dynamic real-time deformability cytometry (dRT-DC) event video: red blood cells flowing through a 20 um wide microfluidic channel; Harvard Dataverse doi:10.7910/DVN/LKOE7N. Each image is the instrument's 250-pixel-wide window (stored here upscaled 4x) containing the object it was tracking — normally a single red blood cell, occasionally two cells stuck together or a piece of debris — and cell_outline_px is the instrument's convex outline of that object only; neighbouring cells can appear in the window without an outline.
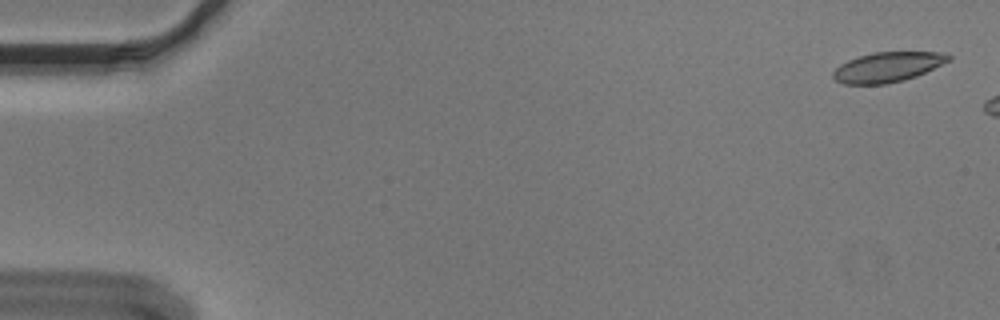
{"species": "Egyptian fruit bat (a non-hibernating species)", "species_latin": "Rousettus aegyptiacus", "temperature_condition": "cold", "stored_images_in_passage": 11, "camera_frame_rate_fps": 3000, "um_per_image_px": 0.085, "animal": {"sex": "male"}, "frame": {"image": 1, "passage_image": 2, "time_ms": 0.333, "image_size_px": [1000, 320], "cell_outline_px": [[952, 60], [916, 76], [904, 80], [888, 84], [844, 84], [836, 80], [832, 76], [832, 72], [840, 64], [848, 60], [872, 52], [944, 52], [952, 56]], "centroid_in_image_um": [75.47, 5.7], "position_along_channel_um": 9.5, "area_um2": 20.23}}